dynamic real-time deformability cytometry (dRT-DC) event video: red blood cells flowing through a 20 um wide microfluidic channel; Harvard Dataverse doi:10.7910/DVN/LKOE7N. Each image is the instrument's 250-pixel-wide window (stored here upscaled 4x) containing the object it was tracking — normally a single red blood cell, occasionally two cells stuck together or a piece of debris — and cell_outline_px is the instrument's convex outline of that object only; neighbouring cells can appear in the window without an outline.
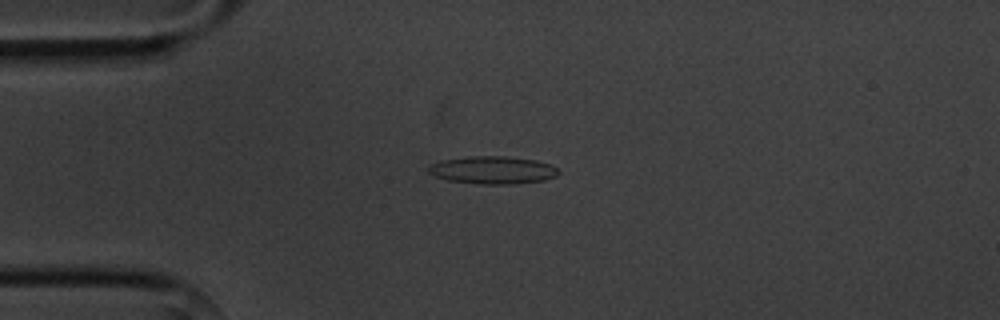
{"species": "common noctule bat (a hibernating species)", "species_latin": "Nyctalus noctula", "temperature_condition": "cold", "stored_images_in_passage": 7, "camera_frame_rate_fps": 3000, "um_per_image_px": 0.085, "animal": {"sex": "male", "body_mass_g": 20.1, "forearm_length_mm": 53.5}, "frame": {"image": 1, "passage_image": 3, "time_ms": 2.333, "image_size_px": [1000, 320], "cell_outline_px": [[560, 172], [556, 176], [544, 180], [508, 184], [480, 184], [448, 180], [436, 176], [428, 172], [428, 164], [440, 160], [472, 156], [504, 156], [536, 160], [552, 164]], "centroid_in_image_um": [41.87, 14.45], "position_along_channel_um": 43.1, "area_um2": 20.98}}
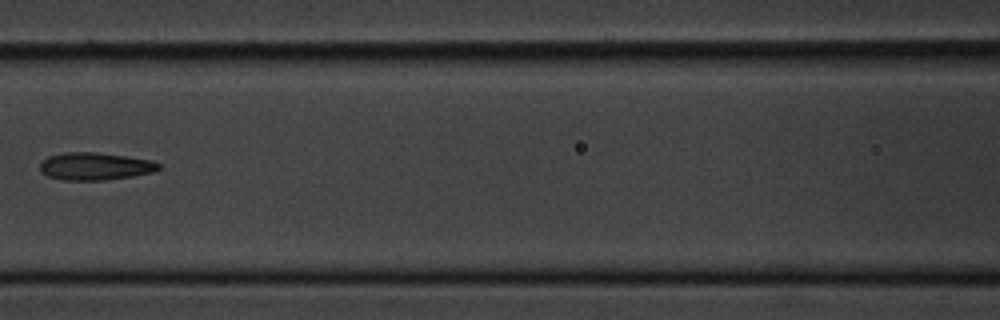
{"frame": {"image": 2, "passage_image": 6, "time_ms": 6.0, "image_size_px": [1000, 320], "cell_outline_px": [[160, 168], [152, 172], [132, 176], [104, 180], [64, 180], [48, 176], [40, 172], [40, 164], [48, 156], [64, 152], [96, 152], [128, 156], [152, 160], [160, 164]], "centroid_in_image_um": [8.08, 14.12], "position_along_channel_um": 158.5, "area_um2": 19.07}}
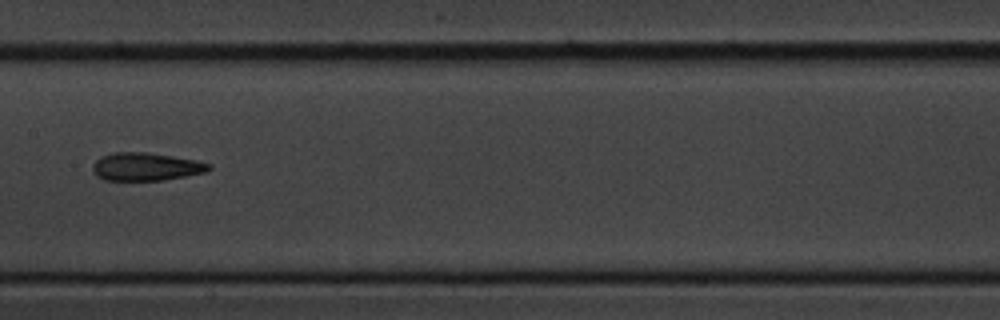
{"frame": {"image": 3, "passage_image": 7, "time_ms": 7.0, "image_size_px": [1000, 320], "cell_outline_px": [[212, 168], [204, 172], [164, 180], [104, 180], [96, 176], [92, 172], [92, 164], [100, 156], [112, 152], [144, 152], [172, 156], [196, 160], [212, 164]], "centroid_in_image_um": [12.36, 14.16], "position_along_channel_um": 195.0, "area_um2": 19.02}}